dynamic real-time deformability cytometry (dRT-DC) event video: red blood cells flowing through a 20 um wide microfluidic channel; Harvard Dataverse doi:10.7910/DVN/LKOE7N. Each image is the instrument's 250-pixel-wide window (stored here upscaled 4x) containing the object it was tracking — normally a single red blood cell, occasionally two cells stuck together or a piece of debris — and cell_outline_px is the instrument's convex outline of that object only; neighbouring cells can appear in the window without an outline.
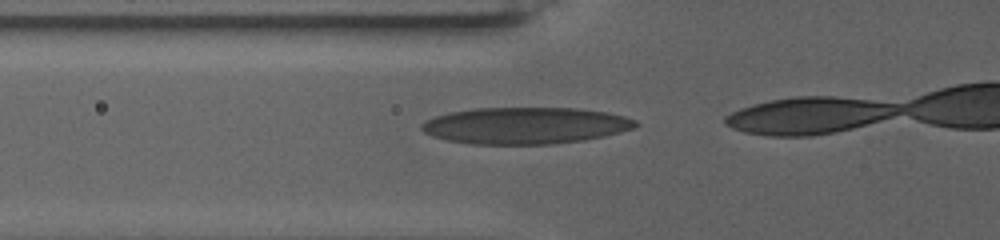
{"species": "human", "species_latin": "Homo sapiens", "temperature_condition": "warm", "stored_images_in_passage": 9, "camera_frame_rate_fps": 3000, "um_per_image_px": 0.085, "donor": {"sex": "female"}, "frame": {"image": 1, "passage_image": 2, "time_ms": 0.333, "image_size_px": [1000, 240], "cell_outline_px": [[640, 124], [632, 128], [620, 132], [604, 136], [584, 140], [552, 144], [468, 144], [448, 140], [432, 136], [424, 132], [420, 128], [420, 124], [424, 120], [436, 116], [452, 112], [472, 108], [580, 108], [604, 112], [624, 116], [636, 120]], "centroid_in_image_um": [44.63, 10.67], "position_along_channel_um": 81.2, "area_um2": 45.78}}
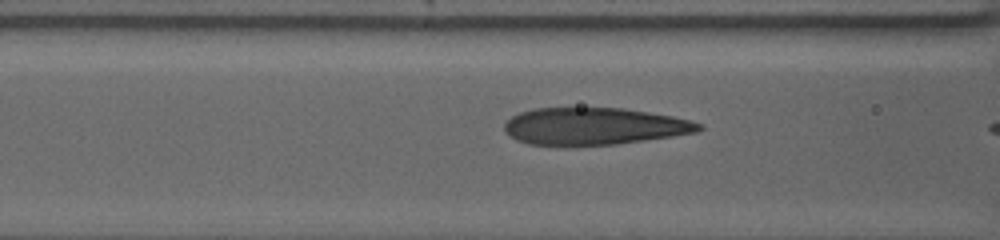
{"frame": {"image": 2, "passage_image": 6, "time_ms": 1.667, "image_size_px": [1000, 240], "cell_outline_px": [[704, 128], [696, 132], [672, 136], [616, 144], [564, 148], [528, 144], [516, 140], [504, 132], [504, 124], [512, 116], [520, 112], [532, 108], [624, 108], [672, 116], [688, 120], [700, 124]], "centroid_in_image_um": [50.4, 10.76], "position_along_channel_um": 116.2, "area_um2": 42.77}}